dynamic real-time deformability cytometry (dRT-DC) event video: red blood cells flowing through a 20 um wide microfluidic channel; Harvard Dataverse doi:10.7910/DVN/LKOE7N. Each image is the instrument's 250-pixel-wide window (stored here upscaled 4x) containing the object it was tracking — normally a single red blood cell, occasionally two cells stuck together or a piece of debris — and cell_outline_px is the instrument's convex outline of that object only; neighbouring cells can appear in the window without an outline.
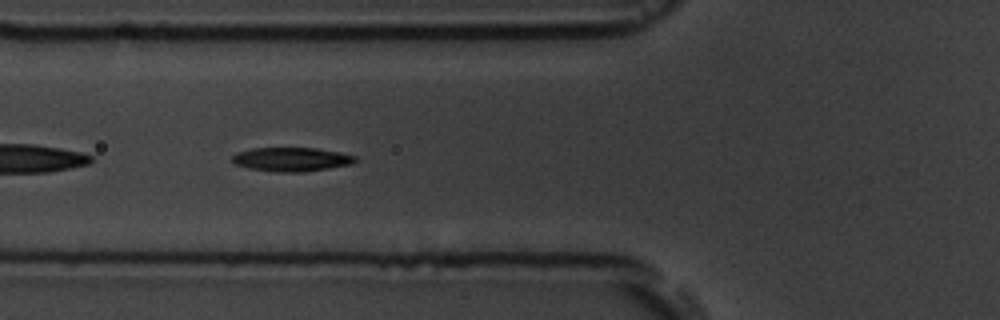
{"species": "common noctule bat (a hibernating species)", "species_latin": "Nyctalus noctula", "temperature_condition": "room temperature", "stored_images_in_passage": 6, "camera_frame_rate_fps": 3000, "um_per_image_px": 0.085, "animal": {"sex": "male", "body_mass_g": 19.5, "forearm_length_mm": 54.6}, "frame": {"image": 1, "passage_image": 5, "time_ms": 5.333, "image_size_px": [1000, 320], "cell_outline_px": [[360, 160], [352, 164], [304, 172], [276, 172], [248, 168], [232, 164], [232, 156], [236, 152], [252, 148], [316, 148], [340, 152], [356, 156]], "centroid_in_image_um": [24.77, 13.54], "position_along_channel_um": 101.0, "area_um2": 17.4}}